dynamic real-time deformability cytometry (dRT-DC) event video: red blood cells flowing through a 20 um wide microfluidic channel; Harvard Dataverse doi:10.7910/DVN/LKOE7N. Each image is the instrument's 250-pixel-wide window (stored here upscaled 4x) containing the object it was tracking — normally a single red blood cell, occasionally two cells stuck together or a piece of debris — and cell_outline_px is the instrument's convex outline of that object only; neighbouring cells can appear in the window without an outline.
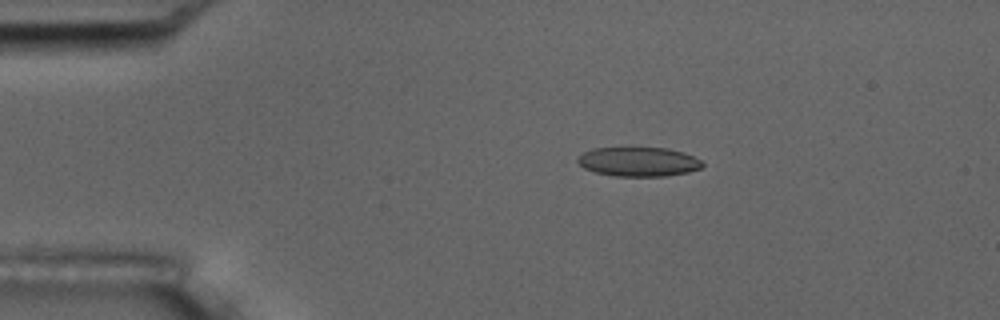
{"species": "common noctule bat (a hibernating species)", "species_latin": "Nyctalus noctula", "temperature_condition": "room temperature", "stored_images_in_passage": 7, "camera_frame_rate_fps": 3000, "um_per_image_px": 0.085, "animal": {"sex": "male", "body_mass_g": 17.5, "forearm_length_mm": 52.3}, "frame": {"image": 1, "passage_image": 3, "time_ms": 0.667, "image_size_px": [1000, 320], "cell_outline_px": [[704, 164], [700, 168], [688, 172], [664, 176], [616, 176], [596, 172], [584, 168], [576, 160], [584, 152], [592, 148], [668, 148], [684, 152], [700, 160]], "centroid_in_image_um": [54.28, 13.74], "position_along_channel_um": 30.7, "area_um2": 21.1}}